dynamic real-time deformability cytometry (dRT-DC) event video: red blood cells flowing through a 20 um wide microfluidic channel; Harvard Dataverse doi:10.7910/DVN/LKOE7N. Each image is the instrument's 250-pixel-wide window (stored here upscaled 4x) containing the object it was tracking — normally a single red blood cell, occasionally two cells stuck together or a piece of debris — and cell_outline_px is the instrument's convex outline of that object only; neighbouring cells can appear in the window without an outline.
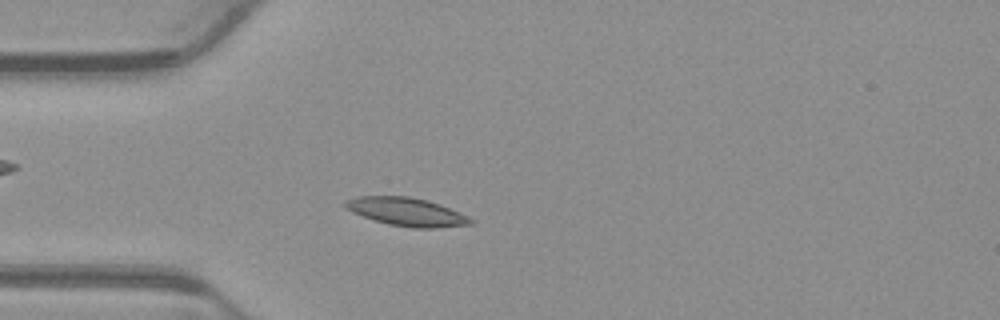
{"species": "common noctule bat (a hibernating species)", "species_latin": "Nyctalus noctula", "temperature_condition": "warm", "stored_images_in_passage": 51, "camera_frame_rate_fps": 3000, "um_per_image_px": 0.085, "animal": {"sex": "male", "body_mass_g": 23.1, "forearm_length_mm": 52.7}, "frame": {"image": 1, "passage_image": 12, "time_ms": 3.667, "image_size_px": [1000, 320], "cell_outline_px": [[476, 220], [472, 224], [440, 228], [412, 228], [388, 224], [352, 212], [344, 204], [344, 200], [356, 196], [408, 196], [428, 200], [440, 204], [460, 212]], "centroid_in_image_um": [34.62, 18.0], "position_along_channel_um": 50.4, "area_um2": 20.75}}
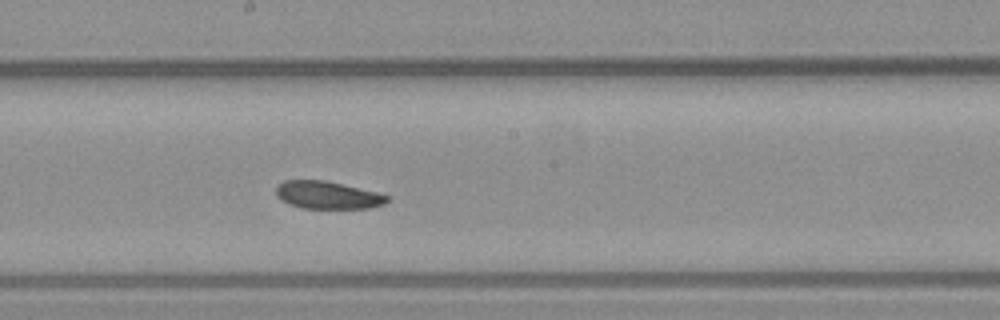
{"frame": {"image": 2, "passage_image": 26, "time_ms": 8.333, "image_size_px": [1000, 320], "cell_outline_px": [[388, 200], [384, 204], [368, 208], [300, 208], [288, 204], [280, 200], [276, 196], [276, 184], [284, 180], [324, 180], [376, 192], [388, 196]], "centroid_in_image_um": [27.76, 16.58], "position_along_channel_um": 220.4, "area_um2": 17.86}}
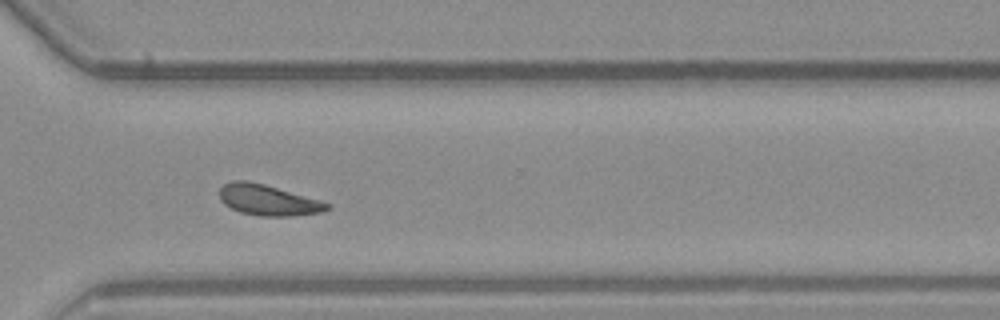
{"frame": {"image": 3, "passage_image": 36, "time_ms": 11.667, "image_size_px": [1000, 320], "cell_outline_px": [[332, 208], [320, 212], [296, 216], [260, 216], [240, 212], [224, 204], [220, 200], [220, 188], [224, 184], [232, 180], [248, 180], [264, 184], [320, 200], [332, 204]], "centroid_in_image_um": [22.8, 17.01], "position_along_channel_um": 347.8, "area_um2": 19.36}, "authors_computed_cell_mechanics": {"area_um2": 18.9584, "velocity_mm_per_s": 3.8321, "shape_relaxation_time_tau1_ms": 2.9899, "shape_relaxation_time_tau2_ms": null, "deformation_change_tau1": 0.0978, "deformation_change_tau2": null}}